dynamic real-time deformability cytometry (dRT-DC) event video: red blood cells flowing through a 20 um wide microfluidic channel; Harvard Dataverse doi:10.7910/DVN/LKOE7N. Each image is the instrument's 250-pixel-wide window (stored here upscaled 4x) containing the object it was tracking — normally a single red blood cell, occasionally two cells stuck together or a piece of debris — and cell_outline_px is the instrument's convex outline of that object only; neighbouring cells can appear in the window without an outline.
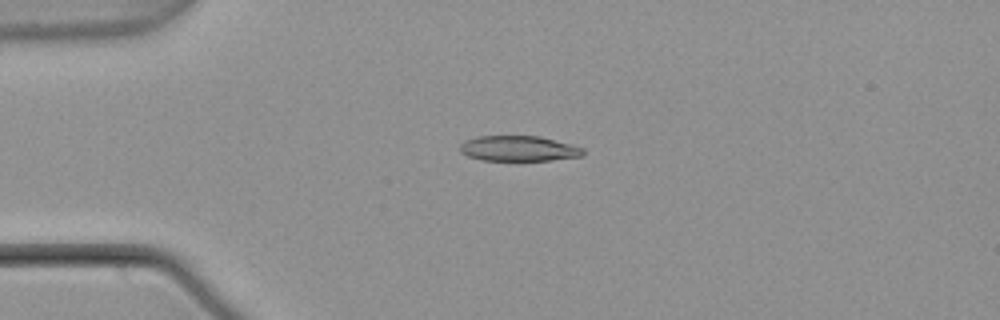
{"species": "common noctule bat (a hibernating species)", "species_latin": "Nyctalus noctula", "temperature_condition": "warm", "stored_images_in_passage": 5, "camera_frame_rate_fps": 3000, "um_per_image_px": 0.085, "animal": {"sex": "male", "body_mass_g": 21.5, "forearm_length_mm": 52.0}, "frame": {"image": 1, "passage_image": 4, "time_ms": 1.0, "image_size_px": [1000, 320], "cell_outline_px": [[584, 156], [552, 160], [480, 160], [468, 156], [460, 152], [460, 144], [464, 140], [476, 136], [540, 136], [572, 144], [584, 148]], "centroid_in_image_um": [44.09, 12.62], "position_along_channel_um": 40.9, "area_um2": 18.38}}